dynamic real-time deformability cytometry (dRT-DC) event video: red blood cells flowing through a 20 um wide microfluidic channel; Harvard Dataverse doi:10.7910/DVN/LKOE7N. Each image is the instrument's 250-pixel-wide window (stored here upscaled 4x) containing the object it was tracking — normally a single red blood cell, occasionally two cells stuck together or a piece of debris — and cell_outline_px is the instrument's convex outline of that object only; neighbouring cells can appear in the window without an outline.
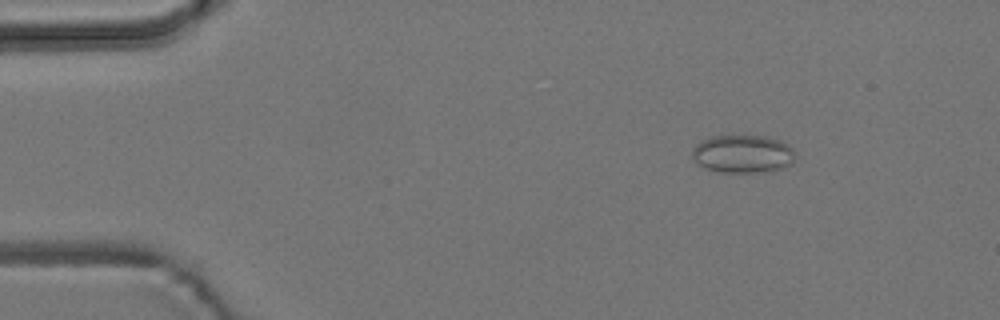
{"species": "common noctule bat (a hibernating species)", "species_latin": "Nyctalus noctula", "temperature_condition": "room temperature", "stored_images_in_passage": 5, "camera_frame_rate_fps": 3000, "um_per_image_px": 0.085, "animal": {"sex": "male", "body_mass_g": 19.2, "forearm_length_mm": 51.8}, "frame": {"image": 1, "passage_image": 2, "time_ms": 1.333, "image_size_px": [1000, 320], "cell_outline_px": [[796, 156], [792, 164], [780, 168], [760, 172], [720, 172], [708, 168], [700, 164], [692, 156], [692, 148], [700, 140], [712, 136], [732, 132], [768, 136], [784, 140], [792, 148]], "centroid_in_image_um": [63.16, 13.0], "position_along_channel_um": 21.8, "area_um2": 23.7}}